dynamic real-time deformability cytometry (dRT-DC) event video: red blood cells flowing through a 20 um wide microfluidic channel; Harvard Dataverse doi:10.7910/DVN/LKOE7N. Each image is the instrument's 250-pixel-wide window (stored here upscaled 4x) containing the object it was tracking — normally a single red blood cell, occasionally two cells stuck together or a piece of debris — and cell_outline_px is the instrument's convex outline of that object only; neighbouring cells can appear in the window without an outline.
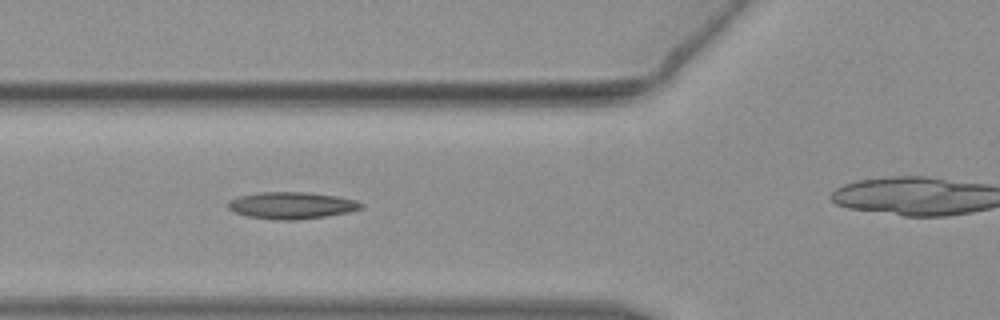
{"species": "common noctule bat (a hibernating species)", "species_latin": "Nyctalus noctula", "temperature_condition": "warm", "stored_images_in_passage": 31, "camera_frame_rate_fps": 3000, "um_per_image_px": 0.085, "animal": {"sex": "female", "body_mass_g": 19.3, "forearm_length_mm": 54.1}, "frame": {"image": 1, "passage_image": 7, "time_ms": 2.0, "image_size_px": [1000, 320], "cell_outline_px": [[364, 208], [348, 212], [328, 216], [296, 220], [276, 220], [248, 216], [236, 212], [228, 208], [228, 200], [240, 196], [256, 192], [304, 192], [336, 196], [356, 200], [364, 204]], "centroid_in_image_um": [24.81, 17.46], "position_along_channel_um": 101.0, "area_um2": 20.87}}
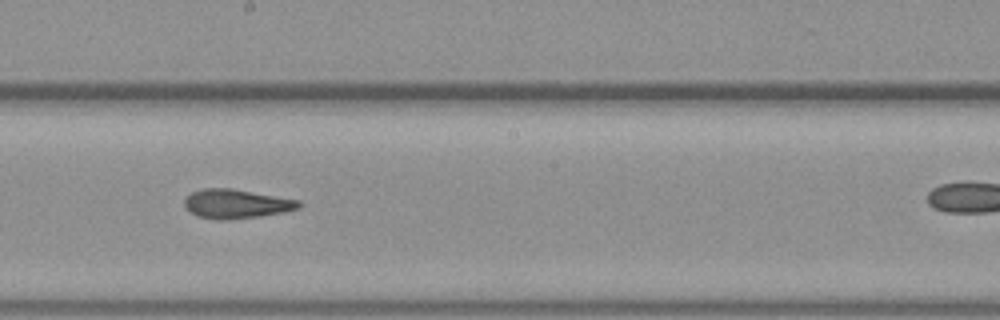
{"frame": {"image": 2, "passage_image": 17, "time_ms": 5.333, "image_size_px": [1000, 320], "cell_outline_px": [[304, 204], [300, 208], [284, 212], [260, 216], [228, 220], [216, 220], [196, 216], [184, 204], [184, 200], [192, 192], [204, 188], [232, 188], [300, 200]], "centroid_in_image_um": [20.13, 17.33], "position_along_channel_um": 228.1, "area_um2": 19.54}}
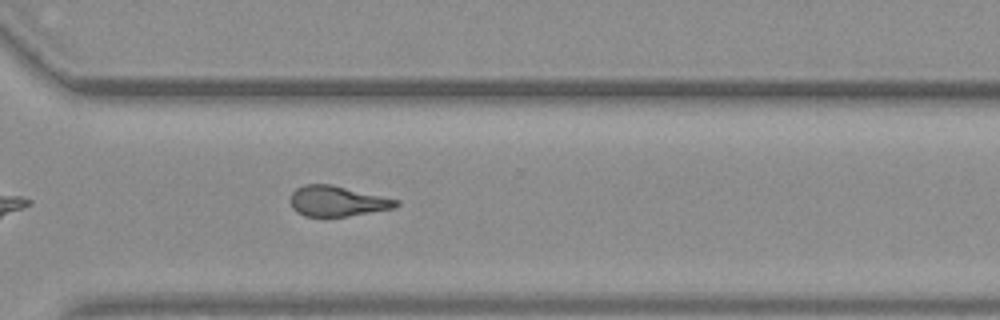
{"frame": {"image": 3, "passage_image": 26, "time_ms": 8.333, "image_size_px": [1000, 320], "cell_outline_px": [[400, 204], [396, 208], [324, 220], [304, 216], [296, 212], [292, 208], [292, 192], [296, 188], [304, 184], [332, 184], [400, 200]], "centroid_in_image_um": [28.67, 17.14], "position_along_channel_um": 341.9, "area_um2": 19.42}}